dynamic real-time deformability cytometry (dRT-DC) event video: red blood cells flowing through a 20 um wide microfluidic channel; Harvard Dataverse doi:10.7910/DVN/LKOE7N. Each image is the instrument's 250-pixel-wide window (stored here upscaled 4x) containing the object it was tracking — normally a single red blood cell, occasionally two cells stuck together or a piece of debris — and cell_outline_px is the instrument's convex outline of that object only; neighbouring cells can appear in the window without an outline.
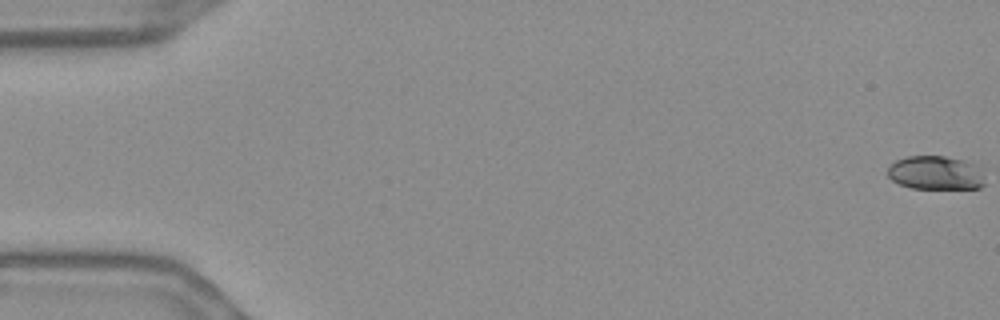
{"species": "Egyptian fruit bat (a non-hibernating species)", "species_latin": "Rousettus aegyptiacus", "temperature_condition": "warm", "stored_images_in_passage": 53, "camera_frame_rate_fps": 3000, "um_per_image_px": 0.085, "frame": {"image": 1, "passage_image": 1, "time_ms": 0.0, "image_size_px": [1000, 320], "cell_outline_px": [[984, 184], [980, 188], [912, 188], [900, 184], [892, 180], [888, 176], [888, 168], [896, 160], [908, 156], [944, 156], [960, 160], [972, 164], [984, 176]], "centroid_in_image_um": [79.49, 14.7], "position_along_channel_um": 5.5, "area_um2": 18.73}}
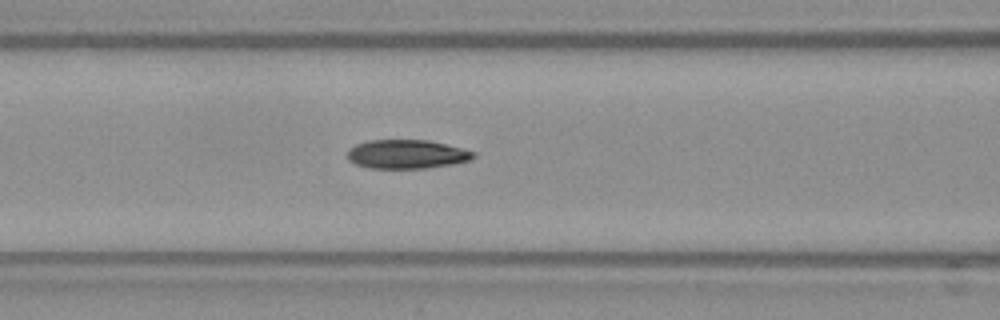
{"frame": {"image": 2, "passage_image": 24, "time_ms": 7.667, "image_size_px": [1000, 320], "cell_outline_px": [[476, 156], [468, 160], [452, 164], [424, 168], [368, 168], [356, 164], [348, 160], [348, 148], [356, 144], [368, 140], [428, 140], [476, 152]], "centroid_in_image_um": [34.53, 13.1], "position_along_channel_um": 132.1, "area_um2": 21.1}}
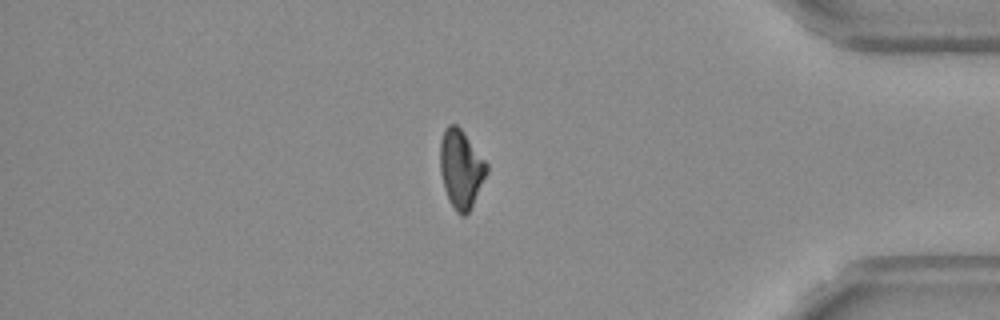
{"frame": {"image": 3, "passage_image": 48, "time_ms": 15.667, "image_size_px": [1000, 320], "cell_outline_px": [[488, 172], [468, 212], [464, 216], [460, 216], [456, 212], [448, 200], [444, 188], [440, 172], [440, 140], [444, 128], [448, 124], [456, 124], [460, 128], [488, 164]], "centroid_in_image_um": [39.16, 14.35], "position_along_channel_um": 396.0, "area_um2": 21.21}, "authors_computed_cell_mechanics": {"area_um2": 21.2126, "velocity_mm_per_s": 3.6947, "shape_relaxation_time_tau1_ms": null, "shape_relaxation_time_tau2_ms": 2.6293, "deformation_change_tau1": null, "deformation_change_tau2": 0.0767}}